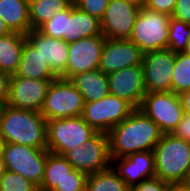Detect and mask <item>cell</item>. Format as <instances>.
Masks as SVG:
<instances>
[{
  "label": "cell",
  "mask_w": 190,
  "mask_h": 191,
  "mask_svg": "<svg viewBox=\"0 0 190 191\" xmlns=\"http://www.w3.org/2000/svg\"><path fill=\"white\" fill-rule=\"evenodd\" d=\"M107 134L111 160L132 153L153 151L163 135L159 127L140 109H135Z\"/></svg>",
  "instance_id": "6da1fadb"
},
{
  "label": "cell",
  "mask_w": 190,
  "mask_h": 191,
  "mask_svg": "<svg viewBox=\"0 0 190 191\" xmlns=\"http://www.w3.org/2000/svg\"><path fill=\"white\" fill-rule=\"evenodd\" d=\"M0 137L4 143L47 149L46 119L37 111L0 105Z\"/></svg>",
  "instance_id": "7a4b0ae2"
},
{
  "label": "cell",
  "mask_w": 190,
  "mask_h": 191,
  "mask_svg": "<svg viewBox=\"0 0 190 191\" xmlns=\"http://www.w3.org/2000/svg\"><path fill=\"white\" fill-rule=\"evenodd\" d=\"M153 153L155 177L181 185L190 170V143L173 134H163Z\"/></svg>",
  "instance_id": "3957f363"
},
{
  "label": "cell",
  "mask_w": 190,
  "mask_h": 191,
  "mask_svg": "<svg viewBox=\"0 0 190 191\" xmlns=\"http://www.w3.org/2000/svg\"><path fill=\"white\" fill-rule=\"evenodd\" d=\"M97 131L89 126L81 116L46 121L47 150L65 155L75 146H81Z\"/></svg>",
  "instance_id": "277c9868"
},
{
  "label": "cell",
  "mask_w": 190,
  "mask_h": 191,
  "mask_svg": "<svg viewBox=\"0 0 190 191\" xmlns=\"http://www.w3.org/2000/svg\"><path fill=\"white\" fill-rule=\"evenodd\" d=\"M170 17L145 6L141 7L129 40L140 48L143 54L168 49Z\"/></svg>",
  "instance_id": "5b68a950"
},
{
  "label": "cell",
  "mask_w": 190,
  "mask_h": 191,
  "mask_svg": "<svg viewBox=\"0 0 190 191\" xmlns=\"http://www.w3.org/2000/svg\"><path fill=\"white\" fill-rule=\"evenodd\" d=\"M84 101L70 79L51 81L40 114L47 120L81 116Z\"/></svg>",
  "instance_id": "8992f818"
},
{
  "label": "cell",
  "mask_w": 190,
  "mask_h": 191,
  "mask_svg": "<svg viewBox=\"0 0 190 191\" xmlns=\"http://www.w3.org/2000/svg\"><path fill=\"white\" fill-rule=\"evenodd\" d=\"M139 109L163 134H172L185 114L180 96L174 92L146 93Z\"/></svg>",
  "instance_id": "52a82bcc"
},
{
  "label": "cell",
  "mask_w": 190,
  "mask_h": 191,
  "mask_svg": "<svg viewBox=\"0 0 190 191\" xmlns=\"http://www.w3.org/2000/svg\"><path fill=\"white\" fill-rule=\"evenodd\" d=\"M47 154V149L16 143H3L2 147L6 169L22 175L38 187L43 179Z\"/></svg>",
  "instance_id": "ba28073f"
},
{
  "label": "cell",
  "mask_w": 190,
  "mask_h": 191,
  "mask_svg": "<svg viewBox=\"0 0 190 191\" xmlns=\"http://www.w3.org/2000/svg\"><path fill=\"white\" fill-rule=\"evenodd\" d=\"M134 110L126 100L109 94L100 100L85 102L81 117L97 132L108 133Z\"/></svg>",
  "instance_id": "9c48e42d"
},
{
  "label": "cell",
  "mask_w": 190,
  "mask_h": 191,
  "mask_svg": "<svg viewBox=\"0 0 190 191\" xmlns=\"http://www.w3.org/2000/svg\"><path fill=\"white\" fill-rule=\"evenodd\" d=\"M71 166L87 175L100 172L111 167L109 136L97 132L81 146L74 147L64 155Z\"/></svg>",
  "instance_id": "30bf717a"
},
{
  "label": "cell",
  "mask_w": 190,
  "mask_h": 191,
  "mask_svg": "<svg viewBox=\"0 0 190 191\" xmlns=\"http://www.w3.org/2000/svg\"><path fill=\"white\" fill-rule=\"evenodd\" d=\"M175 53L169 49L143 54L142 70L146 93L172 92Z\"/></svg>",
  "instance_id": "8fae6325"
},
{
  "label": "cell",
  "mask_w": 190,
  "mask_h": 191,
  "mask_svg": "<svg viewBox=\"0 0 190 191\" xmlns=\"http://www.w3.org/2000/svg\"><path fill=\"white\" fill-rule=\"evenodd\" d=\"M140 6L129 0H109L101 22L106 39H129Z\"/></svg>",
  "instance_id": "7c38bea8"
},
{
  "label": "cell",
  "mask_w": 190,
  "mask_h": 191,
  "mask_svg": "<svg viewBox=\"0 0 190 191\" xmlns=\"http://www.w3.org/2000/svg\"><path fill=\"white\" fill-rule=\"evenodd\" d=\"M51 81L11 75L6 104L17 109L40 112Z\"/></svg>",
  "instance_id": "4fadbf2b"
},
{
  "label": "cell",
  "mask_w": 190,
  "mask_h": 191,
  "mask_svg": "<svg viewBox=\"0 0 190 191\" xmlns=\"http://www.w3.org/2000/svg\"><path fill=\"white\" fill-rule=\"evenodd\" d=\"M103 35L80 39L69 43V56L66 68V79L76 74L99 69L103 44Z\"/></svg>",
  "instance_id": "5bb4252c"
},
{
  "label": "cell",
  "mask_w": 190,
  "mask_h": 191,
  "mask_svg": "<svg viewBox=\"0 0 190 191\" xmlns=\"http://www.w3.org/2000/svg\"><path fill=\"white\" fill-rule=\"evenodd\" d=\"M143 53L129 39H105L99 69L104 74L126 67L141 66Z\"/></svg>",
  "instance_id": "9a60e30c"
},
{
  "label": "cell",
  "mask_w": 190,
  "mask_h": 191,
  "mask_svg": "<svg viewBox=\"0 0 190 191\" xmlns=\"http://www.w3.org/2000/svg\"><path fill=\"white\" fill-rule=\"evenodd\" d=\"M111 95L139 109L146 94L142 66L126 67L107 75Z\"/></svg>",
  "instance_id": "2e32d148"
},
{
  "label": "cell",
  "mask_w": 190,
  "mask_h": 191,
  "mask_svg": "<svg viewBox=\"0 0 190 191\" xmlns=\"http://www.w3.org/2000/svg\"><path fill=\"white\" fill-rule=\"evenodd\" d=\"M111 166L131 189L141 181L155 176L153 151H142L113 158Z\"/></svg>",
  "instance_id": "e0dca14e"
},
{
  "label": "cell",
  "mask_w": 190,
  "mask_h": 191,
  "mask_svg": "<svg viewBox=\"0 0 190 191\" xmlns=\"http://www.w3.org/2000/svg\"><path fill=\"white\" fill-rule=\"evenodd\" d=\"M26 39L41 54L51 70L58 76L66 79V68L69 56L68 43L63 39L51 38L38 30H31Z\"/></svg>",
  "instance_id": "ac0fdd59"
},
{
  "label": "cell",
  "mask_w": 190,
  "mask_h": 191,
  "mask_svg": "<svg viewBox=\"0 0 190 191\" xmlns=\"http://www.w3.org/2000/svg\"><path fill=\"white\" fill-rule=\"evenodd\" d=\"M99 35H102L101 22L72 3L70 17L66 18L64 41L69 44Z\"/></svg>",
  "instance_id": "d6986e66"
},
{
  "label": "cell",
  "mask_w": 190,
  "mask_h": 191,
  "mask_svg": "<svg viewBox=\"0 0 190 191\" xmlns=\"http://www.w3.org/2000/svg\"><path fill=\"white\" fill-rule=\"evenodd\" d=\"M14 76L40 80H55L58 77L27 39L24 43L18 70Z\"/></svg>",
  "instance_id": "ffe728a7"
},
{
  "label": "cell",
  "mask_w": 190,
  "mask_h": 191,
  "mask_svg": "<svg viewBox=\"0 0 190 191\" xmlns=\"http://www.w3.org/2000/svg\"><path fill=\"white\" fill-rule=\"evenodd\" d=\"M70 80L82 95L84 103L100 100L110 94L107 74L100 69L76 74Z\"/></svg>",
  "instance_id": "44dd1931"
},
{
  "label": "cell",
  "mask_w": 190,
  "mask_h": 191,
  "mask_svg": "<svg viewBox=\"0 0 190 191\" xmlns=\"http://www.w3.org/2000/svg\"><path fill=\"white\" fill-rule=\"evenodd\" d=\"M0 17L13 32L27 35L32 30L29 0H0Z\"/></svg>",
  "instance_id": "7402d4cb"
},
{
  "label": "cell",
  "mask_w": 190,
  "mask_h": 191,
  "mask_svg": "<svg viewBox=\"0 0 190 191\" xmlns=\"http://www.w3.org/2000/svg\"><path fill=\"white\" fill-rule=\"evenodd\" d=\"M26 35L11 32L0 36V71L14 75L18 70Z\"/></svg>",
  "instance_id": "603a6c76"
},
{
  "label": "cell",
  "mask_w": 190,
  "mask_h": 191,
  "mask_svg": "<svg viewBox=\"0 0 190 191\" xmlns=\"http://www.w3.org/2000/svg\"><path fill=\"white\" fill-rule=\"evenodd\" d=\"M73 169L63 155L48 151L43 179L38 190L52 191Z\"/></svg>",
  "instance_id": "cb8c5ba5"
},
{
  "label": "cell",
  "mask_w": 190,
  "mask_h": 191,
  "mask_svg": "<svg viewBox=\"0 0 190 191\" xmlns=\"http://www.w3.org/2000/svg\"><path fill=\"white\" fill-rule=\"evenodd\" d=\"M73 0H29L31 29L37 30L55 14L66 10Z\"/></svg>",
  "instance_id": "d4e9b609"
},
{
  "label": "cell",
  "mask_w": 190,
  "mask_h": 191,
  "mask_svg": "<svg viewBox=\"0 0 190 191\" xmlns=\"http://www.w3.org/2000/svg\"><path fill=\"white\" fill-rule=\"evenodd\" d=\"M86 191H131V188L111 166L106 170L89 174L86 180Z\"/></svg>",
  "instance_id": "484cf974"
},
{
  "label": "cell",
  "mask_w": 190,
  "mask_h": 191,
  "mask_svg": "<svg viewBox=\"0 0 190 191\" xmlns=\"http://www.w3.org/2000/svg\"><path fill=\"white\" fill-rule=\"evenodd\" d=\"M188 90H190V55L177 52L172 76V92L180 95Z\"/></svg>",
  "instance_id": "4316f807"
},
{
  "label": "cell",
  "mask_w": 190,
  "mask_h": 191,
  "mask_svg": "<svg viewBox=\"0 0 190 191\" xmlns=\"http://www.w3.org/2000/svg\"><path fill=\"white\" fill-rule=\"evenodd\" d=\"M190 39V24L177 20L172 16L169 19L168 49L171 52H184Z\"/></svg>",
  "instance_id": "83f0119b"
},
{
  "label": "cell",
  "mask_w": 190,
  "mask_h": 191,
  "mask_svg": "<svg viewBox=\"0 0 190 191\" xmlns=\"http://www.w3.org/2000/svg\"><path fill=\"white\" fill-rule=\"evenodd\" d=\"M0 191H39L38 186L20 174L6 170L0 177Z\"/></svg>",
  "instance_id": "f1b7e54d"
},
{
  "label": "cell",
  "mask_w": 190,
  "mask_h": 191,
  "mask_svg": "<svg viewBox=\"0 0 190 191\" xmlns=\"http://www.w3.org/2000/svg\"><path fill=\"white\" fill-rule=\"evenodd\" d=\"M70 14L71 5L66 10L55 14L52 19L45 22L37 30L47 37L64 40L66 18H69Z\"/></svg>",
  "instance_id": "f546056e"
},
{
  "label": "cell",
  "mask_w": 190,
  "mask_h": 191,
  "mask_svg": "<svg viewBox=\"0 0 190 191\" xmlns=\"http://www.w3.org/2000/svg\"><path fill=\"white\" fill-rule=\"evenodd\" d=\"M87 176L86 173L73 169L52 191H86Z\"/></svg>",
  "instance_id": "4dcf8cb0"
},
{
  "label": "cell",
  "mask_w": 190,
  "mask_h": 191,
  "mask_svg": "<svg viewBox=\"0 0 190 191\" xmlns=\"http://www.w3.org/2000/svg\"><path fill=\"white\" fill-rule=\"evenodd\" d=\"M109 0H73L74 5L89 15L102 20Z\"/></svg>",
  "instance_id": "1f68e13d"
},
{
  "label": "cell",
  "mask_w": 190,
  "mask_h": 191,
  "mask_svg": "<svg viewBox=\"0 0 190 191\" xmlns=\"http://www.w3.org/2000/svg\"><path fill=\"white\" fill-rule=\"evenodd\" d=\"M172 185L155 176L141 181L131 191H167Z\"/></svg>",
  "instance_id": "d6a6232c"
},
{
  "label": "cell",
  "mask_w": 190,
  "mask_h": 191,
  "mask_svg": "<svg viewBox=\"0 0 190 191\" xmlns=\"http://www.w3.org/2000/svg\"><path fill=\"white\" fill-rule=\"evenodd\" d=\"M176 2L177 0H147L145 7L172 16Z\"/></svg>",
  "instance_id": "836d02e7"
},
{
  "label": "cell",
  "mask_w": 190,
  "mask_h": 191,
  "mask_svg": "<svg viewBox=\"0 0 190 191\" xmlns=\"http://www.w3.org/2000/svg\"><path fill=\"white\" fill-rule=\"evenodd\" d=\"M172 17L190 24V0H177Z\"/></svg>",
  "instance_id": "e575fe53"
},
{
  "label": "cell",
  "mask_w": 190,
  "mask_h": 191,
  "mask_svg": "<svg viewBox=\"0 0 190 191\" xmlns=\"http://www.w3.org/2000/svg\"><path fill=\"white\" fill-rule=\"evenodd\" d=\"M172 134L190 143V114H184L179 125Z\"/></svg>",
  "instance_id": "d590c367"
},
{
  "label": "cell",
  "mask_w": 190,
  "mask_h": 191,
  "mask_svg": "<svg viewBox=\"0 0 190 191\" xmlns=\"http://www.w3.org/2000/svg\"><path fill=\"white\" fill-rule=\"evenodd\" d=\"M10 75L0 71V105L6 104L9 95Z\"/></svg>",
  "instance_id": "8d00e7d4"
},
{
  "label": "cell",
  "mask_w": 190,
  "mask_h": 191,
  "mask_svg": "<svg viewBox=\"0 0 190 191\" xmlns=\"http://www.w3.org/2000/svg\"><path fill=\"white\" fill-rule=\"evenodd\" d=\"M185 114H190V90L182 92L180 95Z\"/></svg>",
  "instance_id": "74e56055"
},
{
  "label": "cell",
  "mask_w": 190,
  "mask_h": 191,
  "mask_svg": "<svg viewBox=\"0 0 190 191\" xmlns=\"http://www.w3.org/2000/svg\"><path fill=\"white\" fill-rule=\"evenodd\" d=\"M12 31L7 27V25L5 24V22L2 20V18L0 17V36H4L7 35L9 33H11Z\"/></svg>",
  "instance_id": "f35d334b"
},
{
  "label": "cell",
  "mask_w": 190,
  "mask_h": 191,
  "mask_svg": "<svg viewBox=\"0 0 190 191\" xmlns=\"http://www.w3.org/2000/svg\"><path fill=\"white\" fill-rule=\"evenodd\" d=\"M181 186L185 190L190 191V170L188 171L187 176H186L184 182L181 184Z\"/></svg>",
  "instance_id": "ab89813d"
},
{
  "label": "cell",
  "mask_w": 190,
  "mask_h": 191,
  "mask_svg": "<svg viewBox=\"0 0 190 191\" xmlns=\"http://www.w3.org/2000/svg\"><path fill=\"white\" fill-rule=\"evenodd\" d=\"M6 170H7V169H6V165H5L3 156H2V154H1V155H0V177L5 173Z\"/></svg>",
  "instance_id": "60d3db41"
},
{
  "label": "cell",
  "mask_w": 190,
  "mask_h": 191,
  "mask_svg": "<svg viewBox=\"0 0 190 191\" xmlns=\"http://www.w3.org/2000/svg\"><path fill=\"white\" fill-rule=\"evenodd\" d=\"M130 2H133L135 4H137L140 7H143L146 5V1L147 0H129Z\"/></svg>",
  "instance_id": "b9f144b4"
},
{
  "label": "cell",
  "mask_w": 190,
  "mask_h": 191,
  "mask_svg": "<svg viewBox=\"0 0 190 191\" xmlns=\"http://www.w3.org/2000/svg\"><path fill=\"white\" fill-rule=\"evenodd\" d=\"M167 191H178V185H172Z\"/></svg>",
  "instance_id": "7bdbcfd3"
},
{
  "label": "cell",
  "mask_w": 190,
  "mask_h": 191,
  "mask_svg": "<svg viewBox=\"0 0 190 191\" xmlns=\"http://www.w3.org/2000/svg\"><path fill=\"white\" fill-rule=\"evenodd\" d=\"M184 52H185L186 54L190 55V39H189L187 48H186V50H185Z\"/></svg>",
  "instance_id": "ee69618b"
},
{
  "label": "cell",
  "mask_w": 190,
  "mask_h": 191,
  "mask_svg": "<svg viewBox=\"0 0 190 191\" xmlns=\"http://www.w3.org/2000/svg\"><path fill=\"white\" fill-rule=\"evenodd\" d=\"M3 140L2 138L0 137V155L2 154V147H3Z\"/></svg>",
  "instance_id": "f6af8a7d"
},
{
  "label": "cell",
  "mask_w": 190,
  "mask_h": 191,
  "mask_svg": "<svg viewBox=\"0 0 190 191\" xmlns=\"http://www.w3.org/2000/svg\"><path fill=\"white\" fill-rule=\"evenodd\" d=\"M178 191H187L181 185H178Z\"/></svg>",
  "instance_id": "bcb514c9"
}]
</instances>
